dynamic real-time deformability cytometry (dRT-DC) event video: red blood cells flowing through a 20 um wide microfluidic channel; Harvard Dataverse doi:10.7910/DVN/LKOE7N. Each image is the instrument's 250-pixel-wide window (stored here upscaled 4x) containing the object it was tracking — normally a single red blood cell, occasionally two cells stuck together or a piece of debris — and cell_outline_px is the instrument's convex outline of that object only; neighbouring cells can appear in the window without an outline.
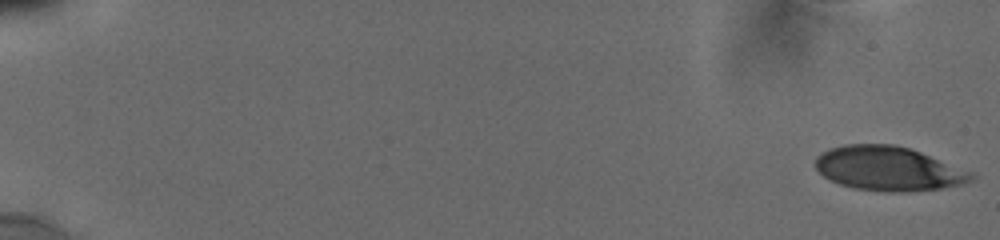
{"species": "human", "species_latin": "Homo sapiens", "temperature_condition": "cold", "stored_images_in_passage": 21, "camera_frame_rate_fps": 3000, "um_per_image_px": 0.085, "donor": {"sex": "male"}, "frame": {"image": 1, "passage_image": 1, "time_ms": 0.0, "image_size_px": [1000, 240], "cell_outline_px": [[976, 176], [960, 184], [940, 188], [900, 192], [884, 192], [856, 188], [840, 184], [824, 176], [816, 168], [816, 156], [828, 148], [844, 144], [892, 144], [908, 148], [920, 152], [968, 172]], "centroid_in_image_um": [75.41, 14.32], "position_along_channel_um": 9.6, "area_um2": 39.36}}